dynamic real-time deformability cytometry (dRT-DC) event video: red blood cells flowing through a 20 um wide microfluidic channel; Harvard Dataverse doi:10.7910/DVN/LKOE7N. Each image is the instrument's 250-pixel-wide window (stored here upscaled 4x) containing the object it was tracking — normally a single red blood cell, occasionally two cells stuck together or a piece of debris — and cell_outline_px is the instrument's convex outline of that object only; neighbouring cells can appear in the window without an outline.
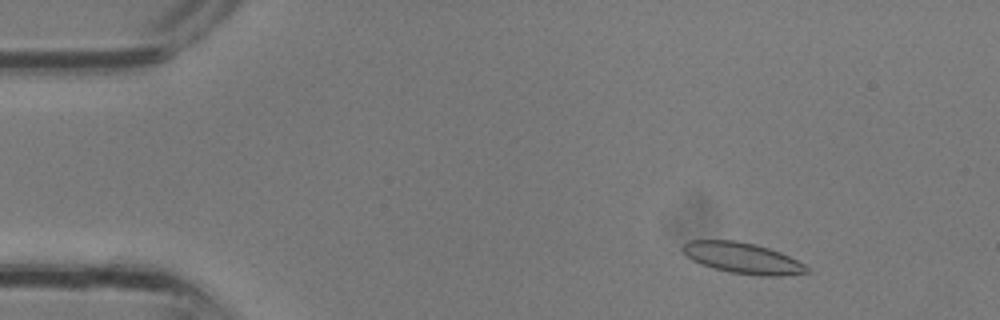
{"species": "common noctule bat (a hibernating species)", "species_latin": "Nyctalus noctula", "temperature_condition": "room temperature", "stored_images_in_passage": 30, "camera_frame_rate_fps": 3000, "um_per_image_px": 0.085, "animal": {"sex": "male", "body_mass_g": 13.3}, "frame": {"image": 1, "passage_image": 4, "time_ms": 1.0, "image_size_px": [1000, 320], "cell_outline_px": [[812, 272], [780, 276], [760, 276], [732, 272], [712, 268], [700, 264], [692, 260], [680, 248], [688, 240], [736, 240], [768, 248], [780, 252], [804, 264]], "centroid_in_image_um": [63.11, 21.94], "position_along_channel_um": 21.9, "area_um2": 22.25}}
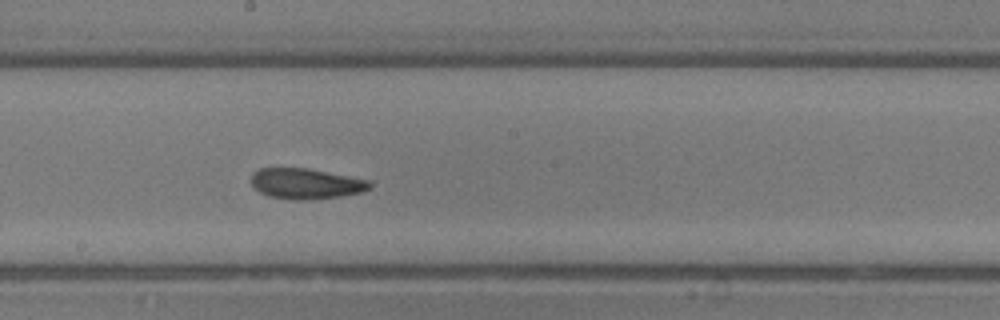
{"frame": {"image": 2, "passage_image": 18, "time_ms": 5.667, "image_size_px": [1000, 320], "cell_outline_px": [[372, 188], [364, 192], [340, 196], [304, 200], [296, 200], [268, 196], [260, 192], [252, 184], [252, 172], [260, 168], [308, 168], [368, 180], [372, 184]], "centroid_in_image_um": [26.02, 15.61], "position_along_channel_um": 222.2, "area_um2": 21.04}}
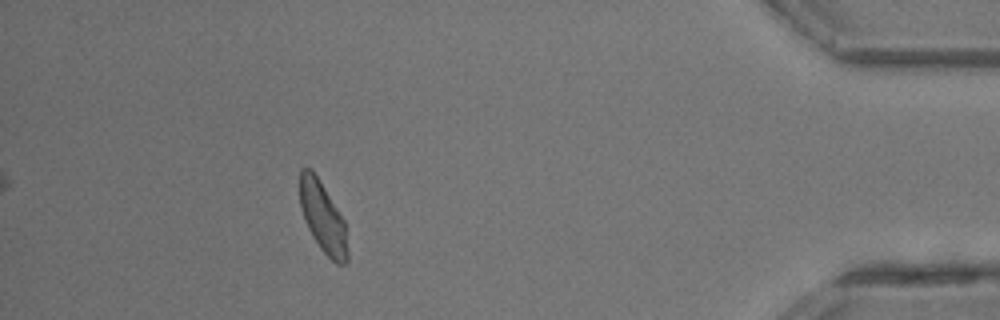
{"frame": {"image": 3, "passage_image": 30, "time_ms": 9.667, "image_size_px": [1000, 320], "cell_outline_px": [[348, 260], [344, 264], [336, 264], [320, 248], [312, 236], [304, 220], [300, 204], [300, 168], [312, 168], [344, 220], [348, 252]], "centroid_in_image_um": [27.43, 18.48], "position_along_channel_um": 407.8, "area_um2": 19.48}}